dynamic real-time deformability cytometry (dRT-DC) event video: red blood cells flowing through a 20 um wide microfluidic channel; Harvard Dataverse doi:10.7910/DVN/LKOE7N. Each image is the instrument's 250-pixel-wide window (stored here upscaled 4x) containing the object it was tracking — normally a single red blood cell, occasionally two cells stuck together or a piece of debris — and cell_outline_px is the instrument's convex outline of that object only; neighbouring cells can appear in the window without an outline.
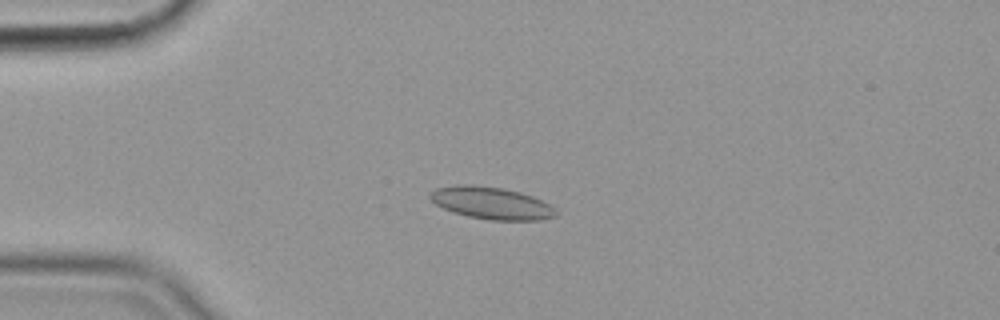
{"species": "common noctule bat (a hibernating species)", "species_latin": "Nyctalus noctula", "temperature_condition": "cold", "stored_images_in_passage": 57, "camera_frame_rate_fps": 3000, "um_per_image_px": 0.085, "animal": {"sex": "female", "body_mass_g": 19.9}, "frame": {"image": 1, "passage_image": 15, "time_ms": 4.667, "image_size_px": [1000, 320], "cell_outline_px": [[556, 216], [540, 220], [492, 220], [468, 216], [452, 212], [436, 204], [428, 196], [436, 188], [456, 184], [472, 184], [504, 188], [520, 192], [532, 196], [556, 208]], "centroid_in_image_um": [41.76, 17.25], "position_along_channel_um": 43.2, "area_um2": 23.58}}
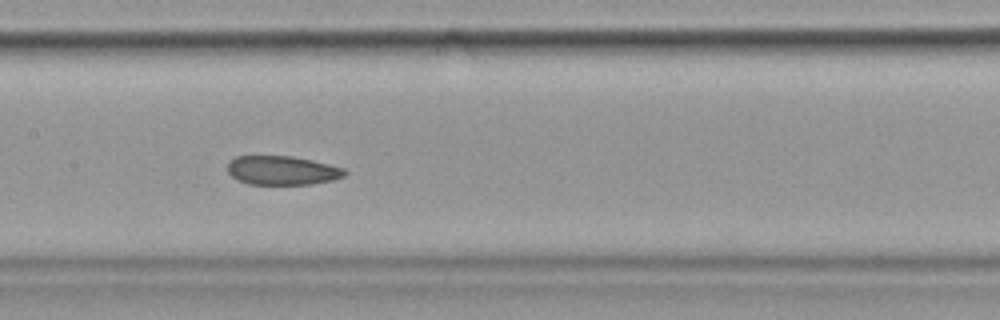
{"frame": {"image": 2, "passage_image": 29, "time_ms": 9.333, "image_size_px": [1000, 320], "cell_outline_px": [[348, 172], [344, 176], [332, 180], [312, 184], [248, 184], [236, 180], [228, 172], [228, 160], [236, 156], [292, 156], [312, 160], [344, 168]], "centroid_in_image_um": [23.97, 14.48], "position_along_channel_um": 183.4, "area_um2": 19.88}}
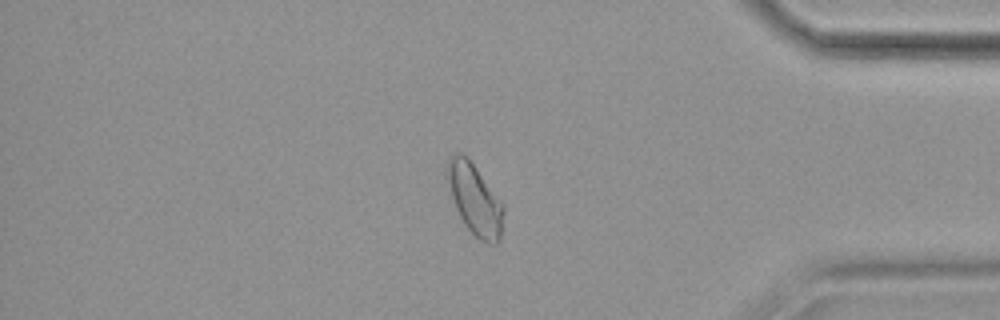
{"frame": {"image": 3, "passage_image": 49, "time_ms": 16.0, "image_size_px": [1000, 320], "cell_outline_px": [[504, 212], [500, 240], [496, 244], [488, 244], [480, 240], [468, 228], [460, 216], [456, 208], [444, 172], [448, 160], [456, 152], [460, 152], [476, 168], [504, 204]], "centroid_in_image_um": [40.36, 16.96], "position_along_channel_um": 394.8, "area_um2": 23.0}, "authors_computed_cell_mechanics": {"area_um2": 22.253, "velocity_mm_per_s": 3.543, "shape_relaxation_time_tau1_ms": null, "shape_relaxation_time_tau2_ms": 2.8685, "deformation_change_tau1": null, "deformation_change_tau2": 0.0772}}